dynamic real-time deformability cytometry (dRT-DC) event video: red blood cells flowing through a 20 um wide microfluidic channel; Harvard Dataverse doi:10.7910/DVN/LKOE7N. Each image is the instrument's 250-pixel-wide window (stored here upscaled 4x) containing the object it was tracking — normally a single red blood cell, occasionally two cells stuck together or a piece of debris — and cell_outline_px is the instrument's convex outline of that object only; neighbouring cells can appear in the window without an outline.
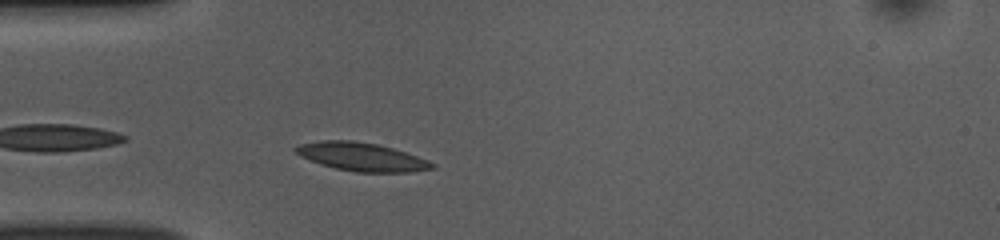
{"species": "common noctule bat (a hibernating species)", "species_latin": "Nyctalus noctula", "temperature_condition": "room temperature", "stored_images_in_passage": 39, "camera_frame_rate_fps": 3000, "um_per_image_px": 0.085, "animal": {"sex": "female", "body_mass_g": 10.0, "forearm_length_mm": 53.1}, "frame": {"image": 1, "passage_image": 2, "time_ms": 0.333, "image_size_px": [1000, 240], "cell_outline_px": [[436, 168], [408, 172], [356, 172], [336, 168], [320, 164], [300, 156], [292, 148], [300, 144], [320, 140], [352, 140], [376, 144], [392, 148], [428, 160], [436, 164]], "centroid_in_image_um": [30.72, 13.33], "position_along_channel_um": 54.3, "area_um2": 22.43}}
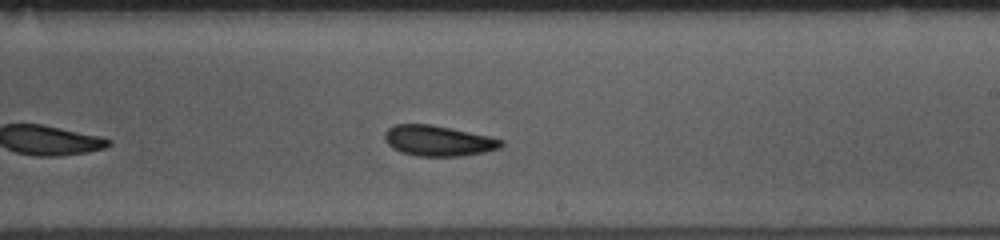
{"frame": {"image": 2, "passage_image": 18, "time_ms": 5.667, "image_size_px": [1000, 240], "cell_outline_px": [[504, 144], [500, 148], [484, 152], [460, 156], [416, 156], [400, 152], [392, 148], [384, 140], [384, 132], [388, 128], [396, 124], [432, 124], [488, 136], [504, 140]], "centroid_in_image_um": [37.22, 11.96], "position_along_channel_um": 251.8, "area_um2": 20.81}}
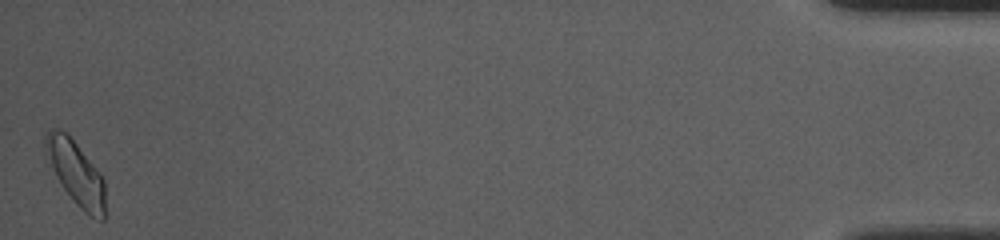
{"frame": {"image": 3, "passage_image": 39, "time_ms": 12.667, "image_size_px": [1000, 240], "cell_outline_px": [[104, 220], [100, 220], [84, 212], [76, 204], [64, 188], [56, 176], [44, 152], [44, 136], [48, 128], [56, 128], [68, 132], [100, 172], [104, 180]], "centroid_in_image_um": [6.42, 14.62], "position_along_channel_um": 428.8, "area_um2": 22.37}, "authors_computed_cell_mechanics": {"area_um2": 20.5768, "velocity_mm_per_s": 3.8228, "shape_relaxation_time_tau1_ms": 7.7256, "shape_relaxation_time_tau2_ms": 3.0491, "deformation_change_tau1": 0.1435, "deformation_change_tau2": 0.0555}}